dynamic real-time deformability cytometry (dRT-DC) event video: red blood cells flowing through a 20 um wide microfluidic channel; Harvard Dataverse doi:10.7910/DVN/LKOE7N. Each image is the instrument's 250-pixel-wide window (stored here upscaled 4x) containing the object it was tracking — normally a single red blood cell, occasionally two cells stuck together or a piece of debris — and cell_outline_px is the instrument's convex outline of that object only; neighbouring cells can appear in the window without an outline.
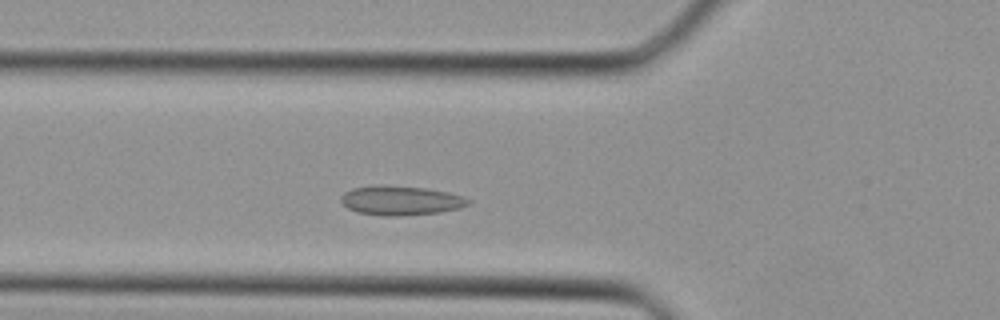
{"species": "Egyptian fruit bat (a non-hibernating species)", "species_latin": "Rousettus aegyptiacus", "temperature_condition": "cold", "stored_images_in_passage": 34, "camera_frame_rate_fps": 3000, "um_per_image_px": 0.085, "animal": {"sex": "female"}, "frame": {"image": 1, "passage_image": 8, "time_ms": 2.333, "image_size_px": [1000, 320], "cell_outline_px": [[472, 200], [468, 204], [460, 208], [440, 212], [404, 216], [380, 216], [360, 212], [348, 208], [340, 200], [340, 196], [344, 192], [352, 188], [428, 188], [448, 192]], "centroid_in_image_um": [34.11, 17.1], "position_along_channel_um": 91.7, "area_um2": 20.87}}
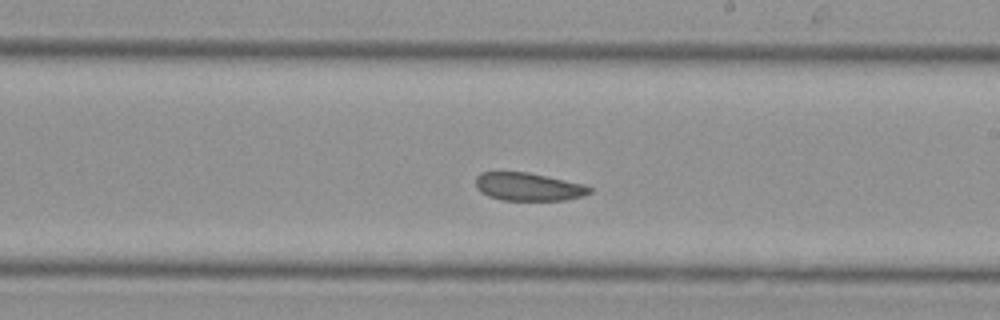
{"frame": {"image": 2, "passage_image": 17, "time_ms": 5.333, "image_size_px": [1000, 320], "cell_outline_px": [[592, 192], [584, 196], [564, 200], [500, 200], [488, 196], [480, 192], [476, 188], [476, 176], [480, 172], [528, 172], [584, 184], [592, 188]], "centroid_in_image_um": [44.9, 15.88], "position_along_channel_um": 244.1, "area_um2": 18.73}}
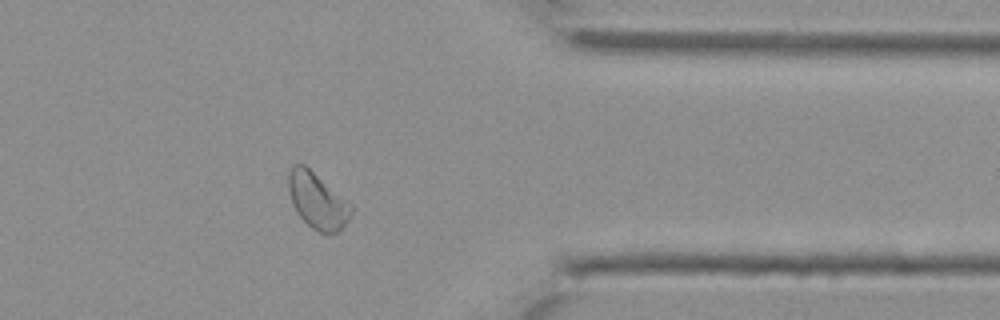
{"frame": {"image": 3, "passage_image": 26, "time_ms": 8.333, "image_size_px": [1000, 320], "cell_outline_px": [[352, 212], [348, 220], [336, 232], [320, 232], [312, 228], [296, 212], [292, 204], [288, 192], [288, 172], [292, 164], [304, 164], [352, 204]], "centroid_in_image_um": [26.94, 17.02], "position_along_channel_um": 384.5, "area_um2": 20.23}}